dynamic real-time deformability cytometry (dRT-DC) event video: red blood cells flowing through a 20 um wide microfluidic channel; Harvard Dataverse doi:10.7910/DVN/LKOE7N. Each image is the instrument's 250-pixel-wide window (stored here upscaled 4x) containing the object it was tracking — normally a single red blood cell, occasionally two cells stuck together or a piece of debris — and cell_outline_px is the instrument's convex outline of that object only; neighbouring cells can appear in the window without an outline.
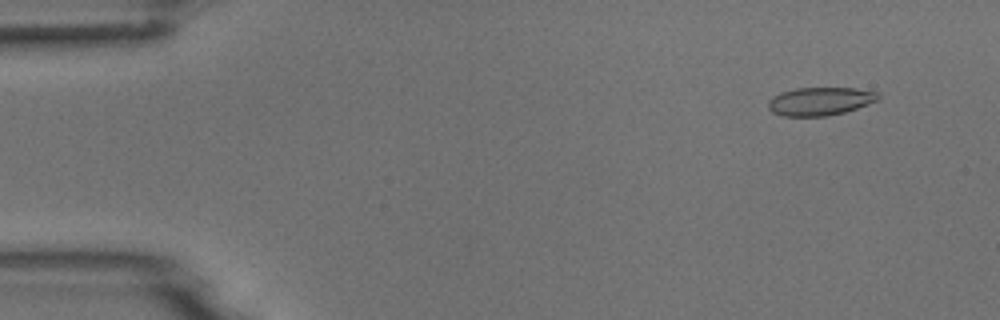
{"species": "common noctule bat (a hibernating species)", "species_latin": "Nyctalus noctula", "temperature_condition": "room temperature", "stored_images_in_passage": 5, "camera_frame_rate_fps": 3000, "um_per_image_px": 0.085, "animal": {"sex": "male", "body_mass_g": 18.8}, "frame": {"image": 1, "passage_image": 2, "time_ms": 0.333, "image_size_px": [1000, 320], "cell_outline_px": [[880, 100], [844, 112], [828, 116], [784, 116], [772, 112], [768, 108], [768, 100], [772, 96], [780, 92], [796, 88], [856, 88], [876, 92], [880, 96]], "centroid_in_image_um": [69.69, 8.6], "position_along_channel_um": 15.3, "area_um2": 18.15}}
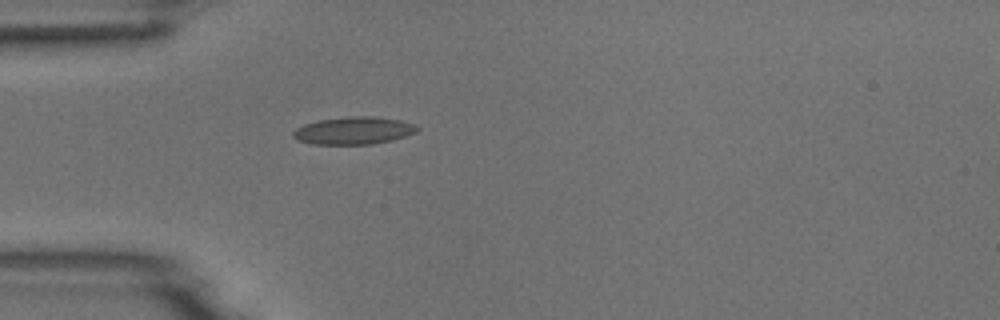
{"frame": {"image": 2, "passage_image": 5, "time_ms": 1.333, "image_size_px": [1000, 320], "cell_outline_px": [[420, 128], [416, 132], [392, 140], [372, 144], [312, 144], [300, 140], [292, 136], [292, 132], [296, 128], [304, 124], [316, 120], [348, 116], [376, 116], [400, 120], [416, 124]], "centroid_in_image_um": [30.07, 11.08], "position_along_channel_um": 54.9, "area_um2": 20.0}}